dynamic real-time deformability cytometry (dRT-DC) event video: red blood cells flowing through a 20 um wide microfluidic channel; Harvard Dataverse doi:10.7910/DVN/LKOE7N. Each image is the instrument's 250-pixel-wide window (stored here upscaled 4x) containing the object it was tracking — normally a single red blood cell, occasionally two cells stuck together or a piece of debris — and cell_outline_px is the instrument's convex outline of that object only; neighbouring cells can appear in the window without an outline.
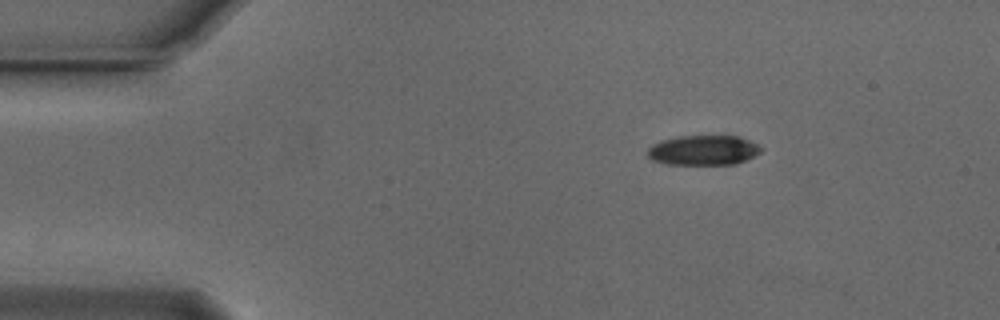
{"species": "Egyptian fruit bat (a non-hibernating species)", "species_latin": "Rousettus aegyptiacus", "temperature_condition": "cold", "stored_images_in_passage": 36, "camera_frame_rate_fps": 3000, "um_per_image_px": 0.085, "animal": {"sex": "male"}, "frame": {"image": 1, "passage_image": 1, "time_ms": 0.0, "image_size_px": [1000, 320], "cell_outline_px": [[764, 148], [760, 152], [736, 164], [668, 164], [652, 160], [648, 156], [648, 148], [652, 144], [660, 140], [676, 136], [740, 136]], "centroid_in_image_um": [59.76, 12.76], "position_along_channel_um": 25.2, "area_um2": 19.71}}
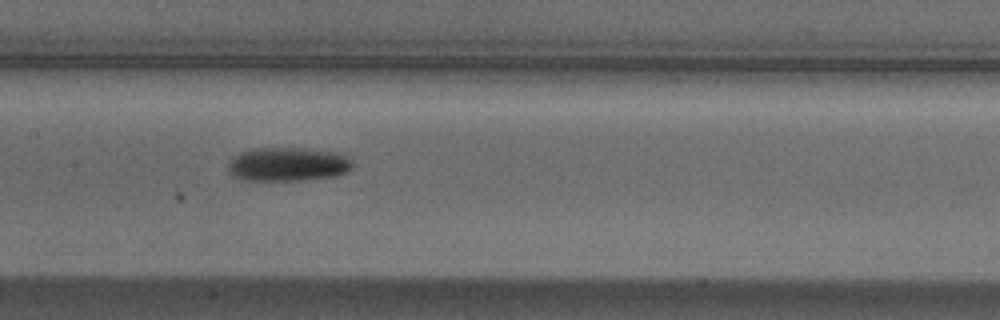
{"frame": {"image": 2, "passage_image": 19, "time_ms": 6.0, "image_size_px": [1000, 320], "cell_outline_px": [[352, 168], [336, 176], [300, 180], [244, 180], [232, 176], [228, 172], [228, 164], [240, 152], [252, 148], [304, 148], [344, 152], [352, 160]], "centroid_in_image_um": [24.51, 13.95], "position_along_channel_um": 182.9, "area_um2": 24.8}}
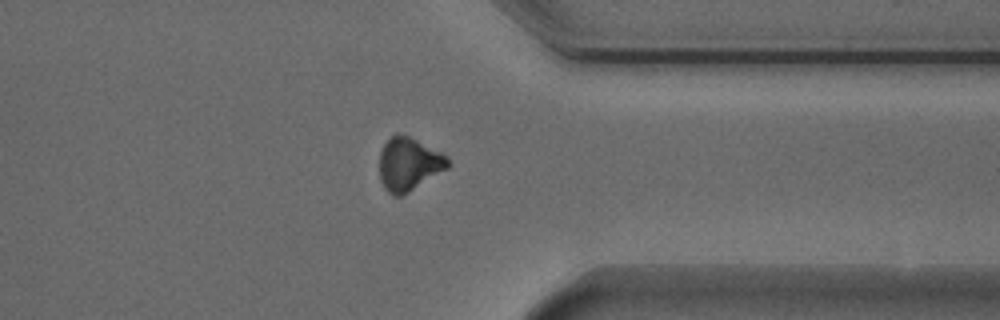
{"frame": {"image": 3, "passage_image": 35, "time_ms": 11.333, "image_size_px": [1000, 320], "cell_outline_px": [[452, 164], [448, 168], [408, 192], [400, 196], [392, 196], [384, 188], [380, 180], [380, 152], [384, 144], [396, 132], [400, 132], [448, 156]], "centroid_in_image_um": [34.75, 13.95], "position_along_channel_um": 376.7, "area_um2": 21.15}}